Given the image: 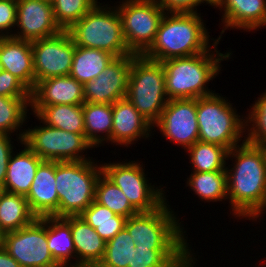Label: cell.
I'll use <instances>...</instances> for the list:
<instances>
[{"label": "cell", "instance_id": "6da1fadb", "mask_svg": "<svg viewBox=\"0 0 266 267\" xmlns=\"http://www.w3.org/2000/svg\"><path fill=\"white\" fill-rule=\"evenodd\" d=\"M231 157L236 159L234 167L225 170L227 198L233 215L257 219L266 208V147L244 139L228 151L227 158Z\"/></svg>", "mask_w": 266, "mask_h": 267}, {"label": "cell", "instance_id": "7a4b0ae2", "mask_svg": "<svg viewBox=\"0 0 266 267\" xmlns=\"http://www.w3.org/2000/svg\"><path fill=\"white\" fill-rule=\"evenodd\" d=\"M199 13H165L155 41L143 54L149 60L163 62L206 52L209 33Z\"/></svg>", "mask_w": 266, "mask_h": 267}, {"label": "cell", "instance_id": "3957f363", "mask_svg": "<svg viewBox=\"0 0 266 267\" xmlns=\"http://www.w3.org/2000/svg\"><path fill=\"white\" fill-rule=\"evenodd\" d=\"M213 40L214 51H211L210 47L201 54L171 58L161 62L164 68L166 94L169 100L197 99L214 93L208 89L207 82L219 74L220 62L229 59L231 53L223 54L217 51L216 46L219 44V39Z\"/></svg>", "mask_w": 266, "mask_h": 267}, {"label": "cell", "instance_id": "277c9868", "mask_svg": "<svg viewBox=\"0 0 266 267\" xmlns=\"http://www.w3.org/2000/svg\"><path fill=\"white\" fill-rule=\"evenodd\" d=\"M101 174L92 160L55 162L58 217L79 216L94 201Z\"/></svg>", "mask_w": 266, "mask_h": 267}, {"label": "cell", "instance_id": "5b68a950", "mask_svg": "<svg viewBox=\"0 0 266 267\" xmlns=\"http://www.w3.org/2000/svg\"><path fill=\"white\" fill-rule=\"evenodd\" d=\"M101 4L94 5L67 30L72 40L77 46L104 50L115 57L132 54L124 39L117 7Z\"/></svg>", "mask_w": 266, "mask_h": 267}, {"label": "cell", "instance_id": "8992f818", "mask_svg": "<svg viewBox=\"0 0 266 267\" xmlns=\"http://www.w3.org/2000/svg\"><path fill=\"white\" fill-rule=\"evenodd\" d=\"M126 98L153 126L169 99L161 62L135 55L130 68Z\"/></svg>", "mask_w": 266, "mask_h": 267}, {"label": "cell", "instance_id": "52a82bcc", "mask_svg": "<svg viewBox=\"0 0 266 267\" xmlns=\"http://www.w3.org/2000/svg\"><path fill=\"white\" fill-rule=\"evenodd\" d=\"M227 101L218 93L197 98V121L199 141L217 144L230 151L242 140L246 121Z\"/></svg>", "mask_w": 266, "mask_h": 267}, {"label": "cell", "instance_id": "ba28073f", "mask_svg": "<svg viewBox=\"0 0 266 267\" xmlns=\"http://www.w3.org/2000/svg\"><path fill=\"white\" fill-rule=\"evenodd\" d=\"M166 202L154 211L139 212L126 220L125 228L136 248L189 249L183 234L186 231Z\"/></svg>", "mask_w": 266, "mask_h": 267}, {"label": "cell", "instance_id": "9c48e42d", "mask_svg": "<svg viewBox=\"0 0 266 267\" xmlns=\"http://www.w3.org/2000/svg\"><path fill=\"white\" fill-rule=\"evenodd\" d=\"M19 132L20 143L27 145L42 160L55 162L91 160L82 153L94 148L85 138V134L67 132L45 123L43 127L39 125Z\"/></svg>", "mask_w": 266, "mask_h": 267}, {"label": "cell", "instance_id": "30bf717a", "mask_svg": "<svg viewBox=\"0 0 266 267\" xmlns=\"http://www.w3.org/2000/svg\"><path fill=\"white\" fill-rule=\"evenodd\" d=\"M117 10L128 50L143 55L155 41L166 12L156 0H124Z\"/></svg>", "mask_w": 266, "mask_h": 267}, {"label": "cell", "instance_id": "8fae6325", "mask_svg": "<svg viewBox=\"0 0 266 267\" xmlns=\"http://www.w3.org/2000/svg\"><path fill=\"white\" fill-rule=\"evenodd\" d=\"M101 167L102 174L122 190L138 212L154 211L166 201L163 188L148 183L142 164L122 161L105 163Z\"/></svg>", "mask_w": 266, "mask_h": 267}, {"label": "cell", "instance_id": "7c38bea8", "mask_svg": "<svg viewBox=\"0 0 266 267\" xmlns=\"http://www.w3.org/2000/svg\"><path fill=\"white\" fill-rule=\"evenodd\" d=\"M2 247L21 267H61L47 245V216L4 233Z\"/></svg>", "mask_w": 266, "mask_h": 267}, {"label": "cell", "instance_id": "4fadbf2b", "mask_svg": "<svg viewBox=\"0 0 266 267\" xmlns=\"http://www.w3.org/2000/svg\"><path fill=\"white\" fill-rule=\"evenodd\" d=\"M35 85L51 77L70 75L76 44L67 30L31 42Z\"/></svg>", "mask_w": 266, "mask_h": 267}, {"label": "cell", "instance_id": "5bb4252c", "mask_svg": "<svg viewBox=\"0 0 266 267\" xmlns=\"http://www.w3.org/2000/svg\"><path fill=\"white\" fill-rule=\"evenodd\" d=\"M155 125L164 137L184 150L194 145L199 141L197 99L169 100L153 128Z\"/></svg>", "mask_w": 266, "mask_h": 267}, {"label": "cell", "instance_id": "9a60e30c", "mask_svg": "<svg viewBox=\"0 0 266 267\" xmlns=\"http://www.w3.org/2000/svg\"><path fill=\"white\" fill-rule=\"evenodd\" d=\"M135 54L115 57L92 81L83 85L85 102L114 104L127 94L132 59Z\"/></svg>", "mask_w": 266, "mask_h": 267}, {"label": "cell", "instance_id": "2e32d148", "mask_svg": "<svg viewBox=\"0 0 266 267\" xmlns=\"http://www.w3.org/2000/svg\"><path fill=\"white\" fill-rule=\"evenodd\" d=\"M17 34L12 37L33 42L62 31L54 18L51 0H17Z\"/></svg>", "mask_w": 266, "mask_h": 267}, {"label": "cell", "instance_id": "e0dca14e", "mask_svg": "<svg viewBox=\"0 0 266 267\" xmlns=\"http://www.w3.org/2000/svg\"><path fill=\"white\" fill-rule=\"evenodd\" d=\"M83 84L68 76H58L38 81L31 91V109L36 115L50 105H83Z\"/></svg>", "mask_w": 266, "mask_h": 267}, {"label": "cell", "instance_id": "ac0fdd59", "mask_svg": "<svg viewBox=\"0 0 266 267\" xmlns=\"http://www.w3.org/2000/svg\"><path fill=\"white\" fill-rule=\"evenodd\" d=\"M213 6L224 12L219 40L229 27L251 31L266 26V0H214Z\"/></svg>", "mask_w": 266, "mask_h": 267}, {"label": "cell", "instance_id": "d6986e66", "mask_svg": "<svg viewBox=\"0 0 266 267\" xmlns=\"http://www.w3.org/2000/svg\"><path fill=\"white\" fill-rule=\"evenodd\" d=\"M26 199L37 218L58 217L59 197L56 191L55 161L43 160L39 164Z\"/></svg>", "mask_w": 266, "mask_h": 267}, {"label": "cell", "instance_id": "ffe728a7", "mask_svg": "<svg viewBox=\"0 0 266 267\" xmlns=\"http://www.w3.org/2000/svg\"><path fill=\"white\" fill-rule=\"evenodd\" d=\"M112 112V143L128 147L139 138L147 139L151 136L150 131L153 125L136 110L126 97L112 104Z\"/></svg>", "mask_w": 266, "mask_h": 267}, {"label": "cell", "instance_id": "44dd1931", "mask_svg": "<svg viewBox=\"0 0 266 267\" xmlns=\"http://www.w3.org/2000/svg\"><path fill=\"white\" fill-rule=\"evenodd\" d=\"M0 67L17 77L30 91L35 87L31 42L0 37Z\"/></svg>", "mask_w": 266, "mask_h": 267}, {"label": "cell", "instance_id": "7402d4cb", "mask_svg": "<svg viewBox=\"0 0 266 267\" xmlns=\"http://www.w3.org/2000/svg\"><path fill=\"white\" fill-rule=\"evenodd\" d=\"M21 144L24 145V150L17 154L12 152L9 158L5 183L1 190L26 197L35 178L36 170L43 160L23 142Z\"/></svg>", "mask_w": 266, "mask_h": 267}, {"label": "cell", "instance_id": "603a6c76", "mask_svg": "<svg viewBox=\"0 0 266 267\" xmlns=\"http://www.w3.org/2000/svg\"><path fill=\"white\" fill-rule=\"evenodd\" d=\"M71 235L76 259L73 265H87L102 260L106 241L80 216H71Z\"/></svg>", "mask_w": 266, "mask_h": 267}, {"label": "cell", "instance_id": "cb8c5ba5", "mask_svg": "<svg viewBox=\"0 0 266 267\" xmlns=\"http://www.w3.org/2000/svg\"><path fill=\"white\" fill-rule=\"evenodd\" d=\"M47 245L61 267L73 265L71 258L75 257V246L71 235V216H47Z\"/></svg>", "mask_w": 266, "mask_h": 267}, {"label": "cell", "instance_id": "d4e9b609", "mask_svg": "<svg viewBox=\"0 0 266 267\" xmlns=\"http://www.w3.org/2000/svg\"><path fill=\"white\" fill-rule=\"evenodd\" d=\"M82 109L85 138L87 141L96 148L99 147L103 141L112 143V104L85 102L82 105ZM103 133L105 134L101 136Z\"/></svg>", "mask_w": 266, "mask_h": 267}, {"label": "cell", "instance_id": "484cf974", "mask_svg": "<svg viewBox=\"0 0 266 267\" xmlns=\"http://www.w3.org/2000/svg\"><path fill=\"white\" fill-rule=\"evenodd\" d=\"M36 219L25 196L0 190V229L4 233L26 227Z\"/></svg>", "mask_w": 266, "mask_h": 267}, {"label": "cell", "instance_id": "4316f807", "mask_svg": "<svg viewBox=\"0 0 266 267\" xmlns=\"http://www.w3.org/2000/svg\"><path fill=\"white\" fill-rule=\"evenodd\" d=\"M114 58L107 51L76 45L70 76L84 85L94 80Z\"/></svg>", "mask_w": 266, "mask_h": 267}, {"label": "cell", "instance_id": "83f0119b", "mask_svg": "<svg viewBox=\"0 0 266 267\" xmlns=\"http://www.w3.org/2000/svg\"><path fill=\"white\" fill-rule=\"evenodd\" d=\"M48 126L76 134H85L82 105H50L36 115Z\"/></svg>", "mask_w": 266, "mask_h": 267}, {"label": "cell", "instance_id": "f1b7e54d", "mask_svg": "<svg viewBox=\"0 0 266 267\" xmlns=\"http://www.w3.org/2000/svg\"><path fill=\"white\" fill-rule=\"evenodd\" d=\"M106 242L124 227L127 218L116 215L109 208L93 201L80 215Z\"/></svg>", "mask_w": 266, "mask_h": 267}, {"label": "cell", "instance_id": "f546056e", "mask_svg": "<svg viewBox=\"0 0 266 267\" xmlns=\"http://www.w3.org/2000/svg\"><path fill=\"white\" fill-rule=\"evenodd\" d=\"M193 172L226 171L228 150L220 145L197 141L186 149Z\"/></svg>", "mask_w": 266, "mask_h": 267}, {"label": "cell", "instance_id": "4dcf8cb0", "mask_svg": "<svg viewBox=\"0 0 266 267\" xmlns=\"http://www.w3.org/2000/svg\"><path fill=\"white\" fill-rule=\"evenodd\" d=\"M186 183L202 201L217 202L228 199L226 171L191 172Z\"/></svg>", "mask_w": 266, "mask_h": 267}, {"label": "cell", "instance_id": "1f68e13d", "mask_svg": "<svg viewBox=\"0 0 266 267\" xmlns=\"http://www.w3.org/2000/svg\"><path fill=\"white\" fill-rule=\"evenodd\" d=\"M132 266L128 267H168L171 263H193L190 249H149L136 248Z\"/></svg>", "mask_w": 266, "mask_h": 267}, {"label": "cell", "instance_id": "d6a6232c", "mask_svg": "<svg viewBox=\"0 0 266 267\" xmlns=\"http://www.w3.org/2000/svg\"><path fill=\"white\" fill-rule=\"evenodd\" d=\"M94 201L109 208L116 215L129 218L139 213L129 202L122 190L103 174L98 178Z\"/></svg>", "mask_w": 266, "mask_h": 267}, {"label": "cell", "instance_id": "836d02e7", "mask_svg": "<svg viewBox=\"0 0 266 267\" xmlns=\"http://www.w3.org/2000/svg\"><path fill=\"white\" fill-rule=\"evenodd\" d=\"M136 244L124 227L112 239L106 242L105 252L100 263L106 267L132 266Z\"/></svg>", "mask_w": 266, "mask_h": 267}, {"label": "cell", "instance_id": "e575fe53", "mask_svg": "<svg viewBox=\"0 0 266 267\" xmlns=\"http://www.w3.org/2000/svg\"><path fill=\"white\" fill-rule=\"evenodd\" d=\"M31 98L0 96V134L18 132L27 119Z\"/></svg>", "mask_w": 266, "mask_h": 267}, {"label": "cell", "instance_id": "d590c367", "mask_svg": "<svg viewBox=\"0 0 266 267\" xmlns=\"http://www.w3.org/2000/svg\"><path fill=\"white\" fill-rule=\"evenodd\" d=\"M98 0H51L56 23L62 30H68L79 21Z\"/></svg>", "mask_w": 266, "mask_h": 267}, {"label": "cell", "instance_id": "8d00e7d4", "mask_svg": "<svg viewBox=\"0 0 266 267\" xmlns=\"http://www.w3.org/2000/svg\"><path fill=\"white\" fill-rule=\"evenodd\" d=\"M247 116L245 121L248 134L245 133V136H247H244L245 141L266 147V92L258 97ZM250 125L251 127H249Z\"/></svg>", "mask_w": 266, "mask_h": 267}, {"label": "cell", "instance_id": "74e56055", "mask_svg": "<svg viewBox=\"0 0 266 267\" xmlns=\"http://www.w3.org/2000/svg\"><path fill=\"white\" fill-rule=\"evenodd\" d=\"M0 96L12 98H31V91L10 72H0Z\"/></svg>", "mask_w": 266, "mask_h": 267}, {"label": "cell", "instance_id": "f35d334b", "mask_svg": "<svg viewBox=\"0 0 266 267\" xmlns=\"http://www.w3.org/2000/svg\"><path fill=\"white\" fill-rule=\"evenodd\" d=\"M16 16L17 0H0V37L12 36L10 29L16 26Z\"/></svg>", "mask_w": 266, "mask_h": 267}, {"label": "cell", "instance_id": "ab89813d", "mask_svg": "<svg viewBox=\"0 0 266 267\" xmlns=\"http://www.w3.org/2000/svg\"><path fill=\"white\" fill-rule=\"evenodd\" d=\"M161 8L169 13H197L196 6L207 3L212 6L211 0H156ZM195 8V9H194Z\"/></svg>", "mask_w": 266, "mask_h": 267}, {"label": "cell", "instance_id": "60d3db41", "mask_svg": "<svg viewBox=\"0 0 266 267\" xmlns=\"http://www.w3.org/2000/svg\"><path fill=\"white\" fill-rule=\"evenodd\" d=\"M11 135L0 134V190L4 187L8 161L13 151Z\"/></svg>", "mask_w": 266, "mask_h": 267}, {"label": "cell", "instance_id": "b9f144b4", "mask_svg": "<svg viewBox=\"0 0 266 267\" xmlns=\"http://www.w3.org/2000/svg\"><path fill=\"white\" fill-rule=\"evenodd\" d=\"M0 267H21L20 264L12 258L7 251L0 248Z\"/></svg>", "mask_w": 266, "mask_h": 267}, {"label": "cell", "instance_id": "7bdbcfd3", "mask_svg": "<svg viewBox=\"0 0 266 267\" xmlns=\"http://www.w3.org/2000/svg\"><path fill=\"white\" fill-rule=\"evenodd\" d=\"M192 263H171L168 267H193Z\"/></svg>", "mask_w": 266, "mask_h": 267}, {"label": "cell", "instance_id": "ee69618b", "mask_svg": "<svg viewBox=\"0 0 266 267\" xmlns=\"http://www.w3.org/2000/svg\"><path fill=\"white\" fill-rule=\"evenodd\" d=\"M88 267H106L104 265H102L100 262L98 263H90V264H87Z\"/></svg>", "mask_w": 266, "mask_h": 267}, {"label": "cell", "instance_id": "f6af8a7d", "mask_svg": "<svg viewBox=\"0 0 266 267\" xmlns=\"http://www.w3.org/2000/svg\"><path fill=\"white\" fill-rule=\"evenodd\" d=\"M3 237H4V232L0 229V248L2 247Z\"/></svg>", "mask_w": 266, "mask_h": 267}, {"label": "cell", "instance_id": "bcb514c9", "mask_svg": "<svg viewBox=\"0 0 266 267\" xmlns=\"http://www.w3.org/2000/svg\"><path fill=\"white\" fill-rule=\"evenodd\" d=\"M64 267H88L87 265H69V266H64Z\"/></svg>", "mask_w": 266, "mask_h": 267}]
</instances>
